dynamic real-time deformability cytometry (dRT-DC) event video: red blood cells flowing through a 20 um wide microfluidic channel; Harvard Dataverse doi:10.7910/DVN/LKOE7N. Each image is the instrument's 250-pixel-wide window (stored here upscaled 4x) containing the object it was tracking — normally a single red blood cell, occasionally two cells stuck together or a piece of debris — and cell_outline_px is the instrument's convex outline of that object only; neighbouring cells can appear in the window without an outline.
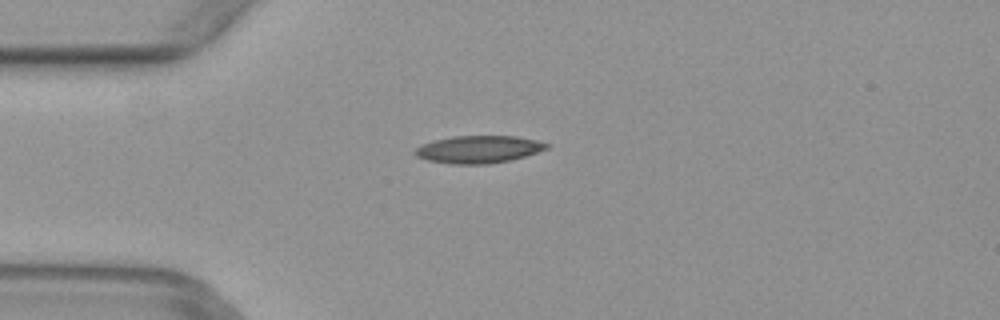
{"species": "common noctule bat (a hibernating species)", "species_latin": "Nyctalus noctula", "temperature_condition": "warm", "stored_images_in_passage": 3, "camera_frame_rate_fps": 3000, "um_per_image_px": 0.085, "animal": {"sex": "female", "body_mass_g": 29.2, "forearm_length_mm": 56.3}, "frame": {"image": 1, "passage_image": 2, "time_ms": 0.333, "image_size_px": [1000, 320], "cell_outline_px": [[552, 144], [548, 148], [524, 156], [508, 160], [488, 164], [452, 164], [428, 160], [416, 156], [416, 148], [424, 144], [436, 140], [452, 136], [516, 136], [536, 140]], "centroid_in_image_um": [40.71, 12.69], "position_along_channel_um": 44.3, "area_um2": 20.75}}